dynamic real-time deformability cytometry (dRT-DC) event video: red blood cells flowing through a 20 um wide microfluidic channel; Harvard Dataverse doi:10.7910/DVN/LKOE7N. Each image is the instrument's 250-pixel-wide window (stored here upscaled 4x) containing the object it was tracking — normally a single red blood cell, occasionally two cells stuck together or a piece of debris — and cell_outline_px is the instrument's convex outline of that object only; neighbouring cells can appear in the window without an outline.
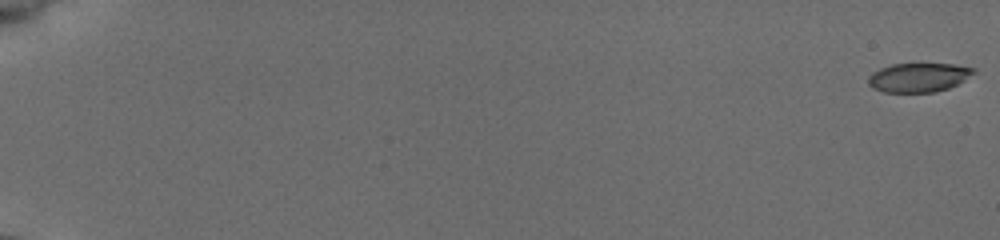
{"species": "common noctule bat (a hibernating species)", "species_latin": "Nyctalus noctula", "temperature_condition": "cold", "stored_images_in_passage": 55, "camera_frame_rate_fps": 3000, "um_per_image_px": 0.085, "animal": {"sex": "female", "body_mass_g": 19.5, "forearm_length_mm": 54.1}, "frame": {"image": 1, "passage_image": 1, "time_ms": 0.0, "image_size_px": [1000, 240], "cell_outline_px": [[976, 72], [964, 80], [948, 88], [936, 92], [884, 92], [872, 88], [868, 84], [868, 76], [872, 72], [880, 68], [892, 64], [952, 64], [976, 68]], "centroid_in_image_um": [78.06, 6.58], "position_along_channel_um": 6.9, "area_um2": 17.86}}
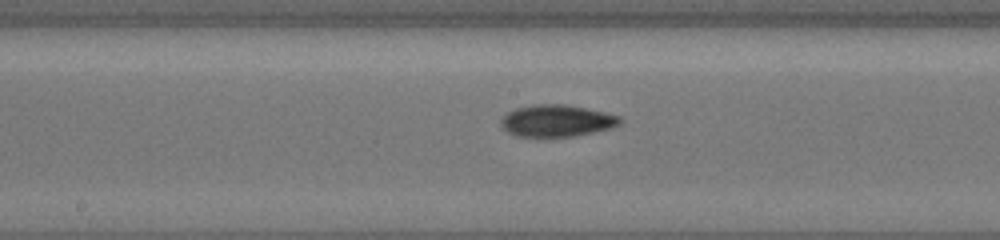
{"frame": {"image": 2, "passage_image": 32, "time_ms": 10.333, "image_size_px": [1000, 240], "cell_outline_px": [[624, 120], [620, 124], [612, 128], [572, 136], [516, 136], [508, 132], [500, 124], [500, 120], [508, 112], [516, 108], [532, 104], [564, 104], [604, 112], [620, 116]], "centroid_in_image_um": [47.33, 10.25], "position_along_channel_um": 200.9, "area_um2": 21.96}}
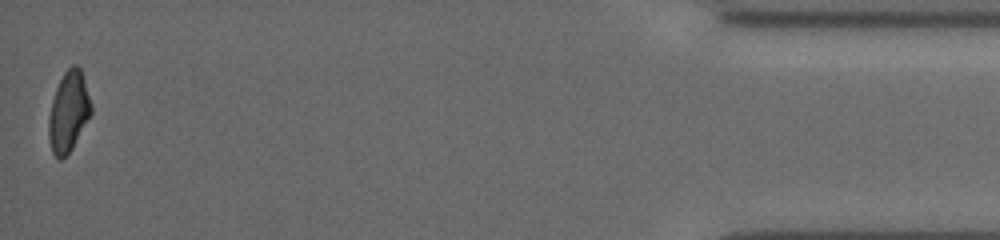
{"frame": {"image": 3, "passage_image": 55, "time_ms": 18.0, "image_size_px": [1000, 240], "cell_outline_px": [[92, 112], [72, 148], [60, 160], [52, 152], [48, 136], [48, 120], [52, 100], [56, 88], [64, 72], [72, 64], [76, 64], [80, 68], [92, 104]], "centroid_in_image_um": [5.82, 9.48], "position_along_channel_um": 429.4, "area_um2": 19.65}, "authors_computed_cell_mechanics": {"area_um2": 20.2878, "velocity_mm_per_s": 3.9459, "shape_relaxation_time_tau1_ms": 9.4988, "shape_relaxation_time_tau2_ms": null, "deformation_change_tau1": 0.2274, "deformation_change_tau2": null}}